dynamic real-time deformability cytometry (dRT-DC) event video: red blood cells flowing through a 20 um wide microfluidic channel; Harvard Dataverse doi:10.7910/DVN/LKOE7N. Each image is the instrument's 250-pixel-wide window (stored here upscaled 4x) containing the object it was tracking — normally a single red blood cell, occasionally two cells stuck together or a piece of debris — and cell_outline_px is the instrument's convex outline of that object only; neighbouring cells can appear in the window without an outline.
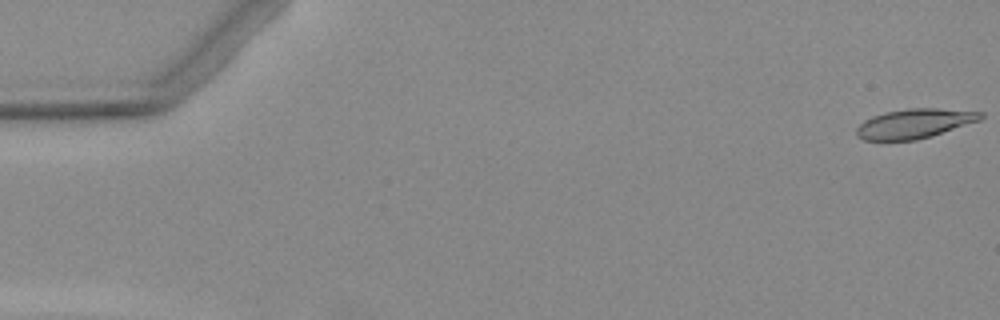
{"species": "Egyptian fruit bat (a non-hibernating species)", "species_latin": "Rousettus aegyptiacus", "temperature_condition": "warm", "stored_images_in_passage": 8, "camera_frame_rate_fps": 3000, "um_per_image_px": 0.085, "animal": {"sex": "female"}, "frame": {"image": 1, "passage_image": 1, "time_ms": 0.0, "image_size_px": [1000, 320], "cell_outline_px": [[984, 116], [980, 120], [916, 140], [864, 140], [856, 136], [856, 128], [864, 120], [872, 116], [884, 112], [908, 108], [940, 108], [984, 112]], "centroid_in_image_um": [77.7, 10.49], "position_along_channel_um": 7.3, "area_um2": 21.21}}
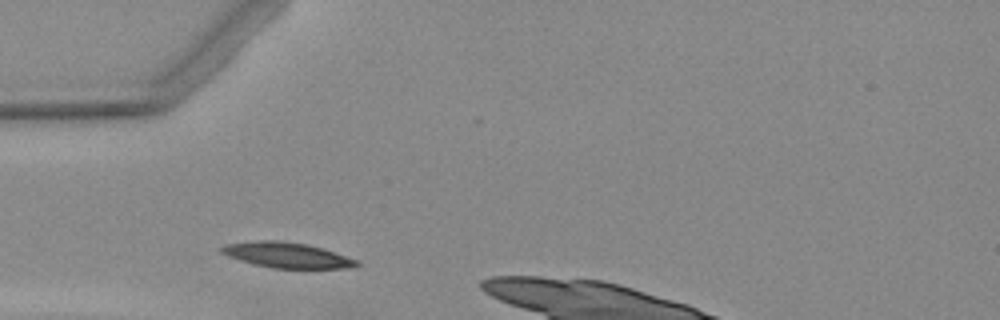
{"frame": {"image": 2, "passage_image": 6, "time_ms": 6.333, "image_size_px": [1000, 320], "cell_outline_px": [[360, 264], [348, 268], [272, 268], [240, 260], [228, 256], [220, 252], [220, 248], [224, 244], [256, 240], [276, 240], [308, 244], [360, 260]], "centroid_in_image_um": [24.38, 21.67], "position_along_channel_um": 60.6, "area_um2": 19.94}}